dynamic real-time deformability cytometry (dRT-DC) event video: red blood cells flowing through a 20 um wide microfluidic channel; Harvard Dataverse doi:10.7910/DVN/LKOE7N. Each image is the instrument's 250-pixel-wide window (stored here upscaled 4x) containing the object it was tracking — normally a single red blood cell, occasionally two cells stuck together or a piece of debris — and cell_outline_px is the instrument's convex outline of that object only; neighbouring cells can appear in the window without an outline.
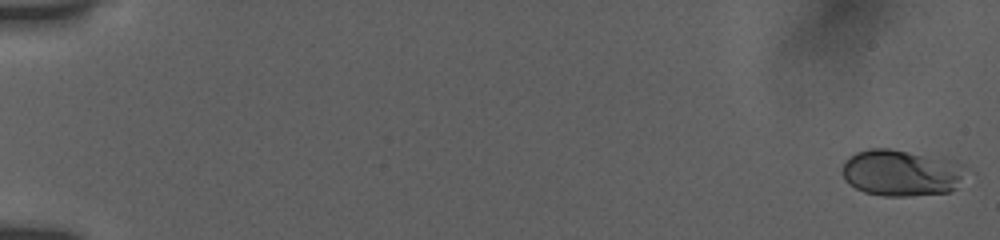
{"species": "human", "species_latin": "Homo sapiens", "temperature_condition": "room temperature", "stored_images_in_passage": 15, "camera_frame_rate_fps": 3000, "um_per_image_px": 0.085, "donor": {"sex": "female"}, "frame": {"image": 1, "passage_image": 1, "time_ms": 0.0, "image_size_px": [1000, 240], "cell_outline_px": [[968, 172], [956, 188], [952, 192], [912, 196], [884, 196], [864, 192], [848, 184], [844, 180], [840, 172], [844, 160], [856, 152], [868, 148], [888, 148], [944, 156], [964, 164], [968, 168]], "centroid_in_image_um": [76.66, 14.67], "position_along_channel_um": 8.3, "area_um2": 34.8}}
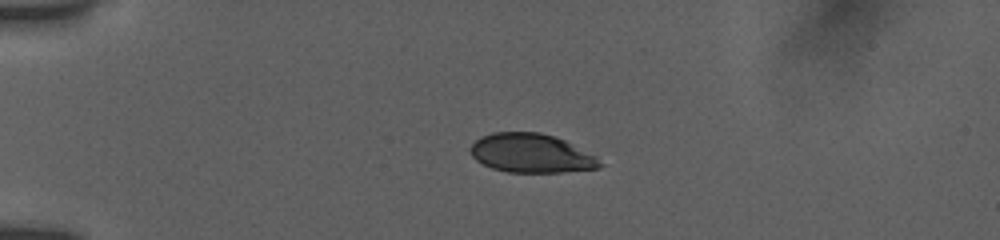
{"frame": {"image": 2, "passage_image": 9, "time_ms": 4.333, "image_size_px": [1000, 240], "cell_outline_px": [[604, 164], [600, 168], [564, 172], [508, 172], [492, 168], [476, 160], [468, 152], [468, 148], [480, 136], [492, 132], [540, 132], [556, 136], [596, 156]], "centroid_in_image_um": [45.14, 13.02], "position_along_channel_um": 39.9, "area_um2": 29.59}}
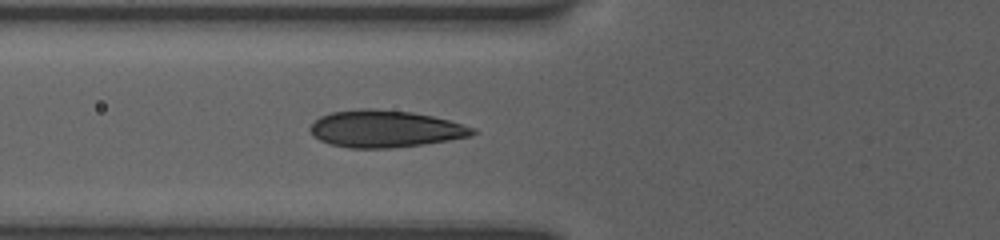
{"frame": {"image": 3, "passage_image": 15, "time_ms": 7.0, "image_size_px": [1000, 240], "cell_outline_px": [[480, 132], [468, 136], [448, 140], [424, 144], [388, 148], [348, 148], [328, 144], [312, 136], [308, 128], [320, 116], [332, 112], [360, 108], [372, 108], [412, 112], [432, 116], [448, 120], [476, 128]], "centroid_in_image_um": [32.71, 10.95], "position_along_channel_um": 93.1, "area_um2": 35.2}}